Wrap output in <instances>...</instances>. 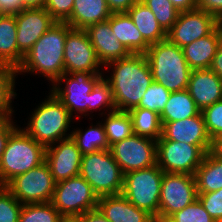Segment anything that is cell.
I'll return each instance as SVG.
<instances>
[{
  "instance_id": "43",
  "label": "cell",
  "mask_w": 222,
  "mask_h": 222,
  "mask_svg": "<svg viewBox=\"0 0 222 222\" xmlns=\"http://www.w3.org/2000/svg\"><path fill=\"white\" fill-rule=\"evenodd\" d=\"M14 121H16L14 118H8L0 125V160L10 134L18 127V124Z\"/></svg>"
},
{
  "instance_id": "27",
  "label": "cell",
  "mask_w": 222,
  "mask_h": 222,
  "mask_svg": "<svg viewBox=\"0 0 222 222\" xmlns=\"http://www.w3.org/2000/svg\"><path fill=\"white\" fill-rule=\"evenodd\" d=\"M197 192H214L222 188V160L207 152L195 174Z\"/></svg>"
},
{
  "instance_id": "21",
  "label": "cell",
  "mask_w": 222,
  "mask_h": 222,
  "mask_svg": "<svg viewBox=\"0 0 222 222\" xmlns=\"http://www.w3.org/2000/svg\"><path fill=\"white\" fill-rule=\"evenodd\" d=\"M97 209L110 222H156L151 214L137 208L122 194L99 197Z\"/></svg>"
},
{
  "instance_id": "26",
  "label": "cell",
  "mask_w": 222,
  "mask_h": 222,
  "mask_svg": "<svg viewBox=\"0 0 222 222\" xmlns=\"http://www.w3.org/2000/svg\"><path fill=\"white\" fill-rule=\"evenodd\" d=\"M126 13L149 45L167 39V33L141 0H138Z\"/></svg>"
},
{
  "instance_id": "49",
  "label": "cell",
  "mask_w": 222,
  "mask_h": 222,
  "mask_svg": "<svg viewBox=\"0 0 222 222\" xmlns=\"http://www.w3.org/2000/svg\"><path fill=\"white\" fill-rule=\"evenodd\" d=\"M210 152L222 160V134L212 140Z\"/></svg>"
},
{
  "instance_id": "1",
  "label": "cell",
  "mask_w": 222,
  "mask_h": 222,
  "mask_svg": "<svg viewBox=\"0 0 222 222\" xmlns=\"http://www.w3.org/2000/svg\"><path fill=\"white\" fill-rule=\"evenodd\" d=\"M104 71L109 74L103 77L110 83L116 110L120 111L137 107L153 82L145 54H130L111 61L104 66Z\"/></svg>"
},
{
  "instance_id": "12",
  "label": "cell",
  "mask_w": 222,
  "mask_h": 222,
  "mask_svg": "<svg viewBox=\"0 0 222 222\" xmlns=\"http://www.w3.org/2000/svg\"><path fill=\"white\" fill-rule=\"evenodd\" d=\"M123 174L157 164V141L136 134L110 146Z\"/></svg>"
},
{
  "instance_id": "33",
  "label": "cell",
  "mask_w": 222,
  "mask_h": 222,
  "mask_svg": "<svg viewBox=\"0 0 222 222\" xmlns=\"http://www.w3.org/2000/svg\"><path fill=\"white\" fill-rule=\"evenodd\" d=\"M90 97V115L97 110L100 111L99 116L116 110L113 91L110 83L102 77L89 93ZM107 111V112H106Z\"/></svg>"
},
{
  "instance_id": "6",
  "label": "cell",
  "mask_w": 222,
  "mask_h": 222,
  "mask_svg": "<svg viewBox=\"0 0 222 222\" xmlns=\"http://www.w3.org/2000/svg\"><path fill=\"white\" fill-rule=\"evenodd\" d=\"M79 175L98 197L122 193L124 174L110 149L82 155Z\"/></svg>"
},
{
  "instance_id": "18",
  "label": "cell",
  "mask_w": 222,
  "mask_h": 222,
  "mask_svg": "<svg viewBox=\"0 0 222 222\" xmlns=\"http://www.w3.org/2000/svg\"><path fill=\"white\" fill-rule=\"evenodd\" d=\"M162 136L158 140H172L199 146L210 152L212 140L209 136L202 112L197 116L174 122H162Z\"/></svg>"
},
{
  "instance_id": "5",
  "label": "cell",
  "mask_w": 222,
  "mask_h": 222,
  "mask_svg": "<svg viewBox=\"0 0 222 222\" xmlns=\"http://www.w3.org/2000/svg\"><path fill=\"white\" fill-rule=\"evenodd\" d=\"M46 147L18 126L9 136L0 160V186L45 162Z\"/></svg>"
},
{
  "instance_id": "13",
  "label": "cell",
  "mask_w": 222,
  "mask_h": 222,
  "mask_svg": "<svg viewBox=\"0 0 222 222\" xmlns=\"http://www.w3.org/2000/svg\"><path fill=\"white\" fill-rule=\"evenodd\" d=\"M205 154L197 145L157 140V165L166 173H185L194 176Z\"/></svg>"
},
{
  "instance_id": "29",
  "label": "cell",
  "mask_w": 222,
  "mask_h": 222,
  "mask_svg": "<svg viewBox=\"0 0 222 222\" xmlns=\"http://www.w3.org/2000/svg\"><path fill=\"white\" fill-rule=\"evenodd\" d=\"M96 124V125H95ZM89 124L85 130L72 128L71 137L76 142L82 155L94 153L100 150L110 149L104 126L101 121Z\"/></svg>"
},
{
  "instance_id": "51",
  "label": "cell",
  "mask_w": 222,
  "mask_h": 222,
  "mask_svg": "<svg viewBox=\"0 0 222 222\" xmlns=\"http://www.w3.org/2000/svg\"><path fill=\"white\" fill-rule=\"evenodd\" d=\"M60 222H81L80 216H62Z\"/></svg>"
},
{
  "instance_id": "15",
  "label": "cell",
  "mask_w": 222,
  "mask_h": 222,
  "mask_svg": "<svg viewBox=\"0 0 222 222\" xmlns=\"http://www.w3.org/2000/svg\"><path fill=\"white\" fill-rule=\"evenodd\" d=\"M220 23L214 15L197 8L180 12L167 39L182 48L209 35Z\"/></svg>"
},
{
  "instance_id": "46",
  "label": "cell",
  "mask_w": 222,
  "mask_h": 222,
  "mask_svg": "<svg viewBox=\"0 0 222 222\" xmlns=\"http://www.w3.org/2000/svg\"><path fill=\"white\" fill-rule=\"evenodd\" d=\"M209 69L222 78V41L218 46L216 55L214 56Z\"/></svg>"
},
{
  "instance_id": "30",
  "label": "cell",
  "mask_w": 222,
  "mask_h": 222,
  "mask_svg": "<svg viewBox=\"0 0 222 222\" xmlns=\"http://www.w3.org/2000/svg\"><path fill=\"white\" fill-rule=\"evenodd\" d=\"M131 117L133 132L157 141L162 136L160 115L146 108H132L127 111Z\"/></svg>"
},
{
  "instance_id": "17",
  "label": "cell",
  "mask_w": 222,
  "mask_h": 222,
  "mask_svg": "<svg viewBox=\"0 0 222 222\" xmlns=\"http://www.w3.org/2000/svg\"><path fill=\"white\" fill-rule=\"evenodd\" d=\"M15 21L17 47L23 56L56 23L45 8L23 9L15 14Z\"/></svg>"
},
{
  "instance_id": "4",
  "label": "cell",
  "mask_w": 222,
  "mask_h": 222,
  "mask_svg": "<svg viewBox=\"0 0 222 222\" xmlns=\"http://www.w3.org/2000/svg\"><path fill=\"white\" fill-rule=\"evenodd\" d=\"M145 57L154 82L161 84L169 92L188 88L192 70L186 62L182 48L165 39L150 45Z\"/></svg>"
},
{
  "instance_id": "52",
  "label": "cell",
  "mask_w": 222,
  "mask_h": 222,
  "mask_svg": "<svg viewBox=\"0 0 222 222\" xmlns=\"http://www.w3.org/2000/svg\"><path fill=\"white\" fill-rule=\"evenodd\" d=\"M5 15H7V14L4 12L2 6L0 5V18L5 16Z\"/></svg>"
},
{
  "instance_id": "22",
  "label": "cell",
  "mask_w": 222,
  "mask_h": 222,
  "mask_svg": "<svg viewBox=\"0 0 222 222\" xmlns=\"http://www.w3.org/2000/svg\"><path fill=\"white\" fill-rule=\"evenodd\" d=\"M222 41V23L209 35L182 47L186 62L191 70L208 69Z\"/></svg>"
},
{
  "instance_id": "14",
  "label": "cell",
  "mask_w": 222,
  "mask_h": 222,
  "mask_svg": "<svg viewBox=\"0 0 222 222\" xmlns=\"http://www.w3.org/2000/svg\"><path fill=\"white\" fill-rule=\"evenodd\" d=\"M104 67L98 59L85 29L71 28L65 39L64 72H88L104 75Z\"/></svg>"
},
{
  "instance_id": "38",
  "label": "cell",
  "mask_w": 222,
  "mask_h": 222,
  "mask_svg": "<svg viewBox=\"0 0 222 222\" xmlns=\"http://www.w3.org/2000/svg\"><path fill=\"white\" fill-rule=\"evenodd\" d=\"M22 207L5 186H0V222H18Z\"/></svg>"
},
{
  "instance_id": "8",
  "label": "cell",
  "mask_w": 222,
  "mask_h": 222,
  "mask_svg": "<svg viewBox=\"0 0 222 222\" xmlns=\"http://www.w3.org/2000/svg\"><path fill=\"white\" fill-rule=\"evenodd\" d=\"M103 76L88 72L64 73L49 89L73 118L89 115V119H92L89 93Z\"/></svg>"
},
{
  "instance_id": "9",
  "label": "cell",
  "mask_w": 222,
  "mask_h": 222,
  "mask_svg": "<svg viewBox=\"0 0 222 222\" xmlns=\"http://www.w3.org/2000/svg\"><path fill=\"white\" fill-rule=\"evenodd\" d=\"M98 195L80 175L57 182L51 203L62 216H80L97 209Z\"/></svg>"
},
{
  "instance_id": "25",
  "label": "cell",
  "mask_w": 222,
  "mask_h": 222,
  "mask_svg": "<svg viewBox=\"0 0 222 222\" xmlns=\"http://www.w3.org/2000/svg\"><path fill=\"white\" fill-rule=\"evenodd\" d=\"M23 58L17 47L15 15H5L0 18V62L5 67L17 70Z\"/></svg>"
},
{
  "instance_id": "3",
  "label": "cell",
  "mask_w": 222,
  "mask_h": 222,
  "mask_svg": "<svg viewBox=\"0 0 222 222\" xmlns=\"http://www.w3.org/2000/svg\"><path fill=\"white\" fill-rule=\"evenodd\" d=\"M46 98L32 109L26 126L21 127L45 147L71 137L70 127L75 123L69 111L52 92L49 91Z\"/></svg>"
},
{
  "instance_id": "39",
  "label": "cell",
  "mask_w": 222,
  "mask_h": 222,
  "mask_svg": "<svg viewBox=\"0 0 222 222\" xmlns=\"http://www.w3.org/2000/svg\"><path fill=\"white\" fill-rule=\"evenodd\" d=\"M205 125L211 140L222 134V100L202 111Z\"/></svg>"
},
{
  "instance_id": "54",
  "label": "cell",
  "mask_w": 222,
  "mask_h": 222,
  "mask_svg": "<svg viewBox=\"0 0 222 222\" xmlns=\"http://www.w3.org/2000/svg\"><path fill=\"white\" fill-rule=\"evenodd\" d=\"M4 67V65L0 62V70Z\"/></svg>"
},
{
  "instance_id": "50",
  "label": "cell",
  "mask_w": 222,
  "mask_h": 222,
  "mask_svg": "<svg viewBox=\"0 0 222 222\" xmlns=\"http://www.w3.org/2000/svg\"><path fill=\"white\" fill-rule=\"evenodd\" d=\"M47 0H22L23 9L44 8Z\"/></svg>"
},
{
  "instance_id": "16",
  "label": "cell",
  "mask_w": 222,
  "mask_h": 222,
  "mask_svg": "<svg viewBox=\"0 0 222 222\" xmlns=\"http://www.w3.org/2000/svg\"><path fill=\"white\" fill-rule=\"evenodd\" d=\"M82 154L72 137L46 147L45 162L54 181L60 182L80 174Z\"/></svg>"
},
{
  "instance_id": "7",
  "label": "cell",
  "mask_w": 222,
  "mask_h": 222,
  "mask_svg": "<svg viewBox=\"0 0 222 222\" xmlns=\"http://www.w3.org/2000/svg\"><path fill=\"white\" fill-rule=\"evenodd\" d=\"M164 171L156 164L124 174L122 195L158 222L159 200Z\"/></svg>"
},
{
  "instance_id": "45",
  "label": "cell",
  "mask_w": 222,
  "mask_h": 222,
  "mask_svg": "<svg viewBox=\"0 0 222 222\" xmlns=\"http://www.w3.org/2000/svg\"><path fill=\"white\" fill-rule=\"evenodd\" d=\"M0 5L7 15H15L23 10L22 0H0Z\"/></svg>"
},
{
  "instance_id": "53",
  "label": "cell",
  "mask_w": 222,
  "mask_h": 222,
  "mask_svg": "<svg viewBox=\"0 0 222 222\" xmlns=\"http://www.w3.org/2000/svg\"><path fill=\"white\" fill-rule=\"evenodd\" d=\"M6 119L0 114V125L5 121Z\"/></svg>"
},
{
  "instance_id": "36",
  "label": "cell",
  "mask_w": 222,
  "mask_h": 222,
  "mask_svg": "<svg viewBox=\"0 0 222 222\" xmlns=\"http://www.w3.org/2000/svg\"><path fill=\"white\" fill-rule=\"evenodd\" d=\"M170 94L171 92L161 84L153 81L143 95L139 105L134 108H146L160 115L165 108Z\"/></svg>"
},
{
  "instance_id": "32",
  "label": "cell",
  "mask_w": 222,
  "mask_h": 222,
  "mask_svg": "<svg viewBox=\"0 0 222 222\" xmlns=\"http://www.w3.org/2000/svg\"><path fill=\"white\" fill-rule=\"evenodd\" d=\"M17 78L16 70L13 68L4 66L0 70V114L5 119L15 118L13 116L15 109L12 104L14 103L13 99H16L17 96L15 92Z\"/></svg>"
},
{
  "instance_id": "41",
  "label": "cell",
  "mask_w": 222,
  "mask_h": 222,
  "mask_svg": "<svg viewBox=\"0 0 222 222\" xmlns=\"http://www.w3.org/2000/svg\"><path fill=\"white\" fill-rule=\"evenodd\" d=\"M74 0H47L45 10L56 22H66L71 16Z\"/></svg>"
},
{
  "instance_id": "37",
  "label": "cell",
  "mask_w": 222,
  "mask_h": 222,
  "mask_svg": "<svg viewBox=\"0 0 222 222\" xmlns=\"http://www.w3.org/2000/svg\"><path fill=\"white\" fill-rule=\"evenodd\" d=\"M165 222H216L196 199L180 211L172 214Z\"/></svg>"
},
{
  "instance_id": "19",
  "label": "cell",
  "mask_w": 222,
  "mask_h": 222,
  "mask_svg": "<svg viewBox=\"0 0 222 222\" xmlns=\"http://www.w3.org/2000/svg\"><path fill=\"white\" fill-rule=\"evenodd\" d=\"M187 90L202 112L222 100V78L209 68L192 70Z\"/></svg>"
},
{
  "instance_id": "47",
  "label": "cell",
  "mask_w": 222,
  "mask_h": 222,
  "mask_svg": "<svg viewBox=\"0 0 222 222\" xmlns=\"http://www.w3.org/2000/svg\"><path fill=\"white\" fill-rule=\"evenodd\" d=\"M80 218L81 222H110L98 209L85 212L84 214L80 215Z\"/></svg>"
},
{
  "instance_id": "28",
  "label": "cell",
  "mask_w": 222,
  "mask_h": 222,
  "mask_svg": "<svg viewBox=\"0 0 222 222\" xmlns=\"http://www.w3.org/2000/svg\"><path fill=\"white\" fill-rule=\"evenodd\" d=\"M201 111L189 91L171 92L163 112L160 114L161 122H174L197 116Z\"/></svg>"
},
{
  "instance_id": "24",
  "label": "cell",
  "mask_w": 222,
  "mask_h": 222,
  "mask_svg": "<svg viewBox=\"0 0 222 222\" xmlns=\"http://www.w3.org/2000/svg\"><path fill=\"white\" fill-rule=\"evenodd\" d=\"M111 14L106 0H74L66 23L74 29H86L89 25L107 21Z\"/></svg>"
},
{
  "instance_id": "44",
  "label": "cell",
  "mask_w": 222,
  "mask_h": 222,
  "mask_svg": "<svg viewBox=\"0 0 222 222\" xmlns=\"http://www.w3.org/2000/svg\"><path fill=\"white\" fill-rule=\"evenodd\" d=\"M138 0H106L112 13L127 12Z\"/></svg>"
},
{
  "instance_id": "20",
  "label": "cell",
  "mask_w": 222,
  "mask_h": 222,
  "mask_svg": "<svg viewBox=\"0 0 222 222\" xmlns=\"http://www.w3.org/2000/svg\"><path fill=\"white\" fill-rule=\"evenodd\" d=\"M90 42L103 66L107 63L128 57L131 53L112 35L108 21L89 25L86 29Z\"/></svg>"
},
{
  "instance_id": "48",
  "label": "cell",
  "mask_w": 222,
  "mask_h": 222,
  "mask_svg": "<svg viewBox=\"0 0 222 222\" xmlns=\"http://www.w3.org/2000/svg\"><path fill=\"white\" fill-rule=\"evenodd\" d=\"M174 7L180 11L185 12L196 8V0H170Z\"/></svg>"
},
{
  "instance_id": "35",
  "label": "cell",
  "mask_w": 222,
  "mask_h": 222,
  "mask_svg": "<svg viewBox=\"0 0 222 222\" xmlns=\"http://www.w3.org/2000/svg\"><path fill=\"white\" fill-rule=\"evenodd\" d=\"M151 10L162 29L167 33L177 21L178 11L170 0H141Z\"/></svg>"
},
{
  "instance_id": "11",
  "label": "cell",
  "mask_w": 222,
  "mask_h": 222,
  "mask_svg": "<svg viewBox=\"0 0 222 222\" xmlns=\"http://www.w3.org/2000/svg\"><path fill=\"white\" fill-rule=\"evenodd\" d=\"M195 177L185 173L164 172L159 200L158 222H165L172 214L197 199Z\"/></svg>"
},
{
  "instance_id": "2",
  "label": "cell",
  "mask_w": 222,
  "mask_h": 222,
  "mask_svg": "<svg viewBox=\"0 0 222 222\" xmlns=\"http://www.w3.org/2000/svg\"><path fill=\"white\" fill-rule=\"evenodd\" d=\"M71 28L66 22H56L24 56L16 70L17 76L34 74L46 78L53 85L65 73V39Z\"/></svg>"
},
{
  "instance_id": "23",
  "label": "cell",
  "mask_w": 222,
  "mask_h": 222,
  "mask_svg": "<svg viewBox=\"0 0 222 222\" xmlns=\"http://www.w3.org/2000/svg\"><path fill=\"white\" fill-rule=\"evenodd\" d=\"M107 21L110 23L112 35H115L131 54H145L147 52L150 45L144 40L126 12L112 13Z\"/></svg>"
},
{
  "instance_id": "40",
  "label": "cell",
  "mask_w": 222,
  "mask_h": 222,
  "mask_svg": "<svg viewBox=\"0 0 222 222\" xmlns=\"http://www.w3.org/2000/svg\"><path fill=\"white\" fill-rule=\"evenodd\" d=\"M197 199L204 209L217 222L222 220V188L214 192H197Z\"/></svg>"
},
{
  "instance_id": "31",
  "label": "cell",
  "mask_w": 222,
  "mask_h": 222,
  "mask_svg": "<svg viewBox=\"0 0 222 222\" xmlns=\"http://www.w3.org/2000/svg\"><path fill=\"white\" fill-rule=\"evenodd\" d=\"M102 117L104 118L101 122L110 146L134 134L131 117L127 111L115 110L100 118Z\"/></svg>"
},
{
  "instance_id": "42",
  "label": "cell",
  "mask_w": 222,
  "mask_h": 222,
  "mask_svg": "<svg viewBox=\"0 0 222 222\" xmlns=\"http://www.w3.org/2000/svg\"><path fill=\"white\" fill-rule=\"evenodd\" d=\"M196 8L214 15L222 22V0H196Z\"/></svg>"
},
{
  "instance_id": "34",
  "label": "cell",
  "mask_w": 222,
  "mask_h": 222,
  "mask_svg": "<svg viewBox=\"0 0 222 222\" xmlns=\"http://www.w3.org/2000/svg\"><path fill=\"white\" fill-rule=\"evenodd\" d=\"M61 218L51 202L23 204L18 222H60Z\"/></svg>"
},
{
  "instance_id": "10",
  "label": "cell",
  "mask_w": 222,
  "mask_h": 222,
  "mask_svg": "<svg viewBox=\"0 0 222 222\" xmlns=\"http://www.w3.org/2000/svg\"><path fill=\"white\" fill-rule=\"evenodd\" d=\"M56 182L46 162L26 173L15 176L5 188L21 204L48 203L52 201Z\"/></svg>"
}]
</instances>
